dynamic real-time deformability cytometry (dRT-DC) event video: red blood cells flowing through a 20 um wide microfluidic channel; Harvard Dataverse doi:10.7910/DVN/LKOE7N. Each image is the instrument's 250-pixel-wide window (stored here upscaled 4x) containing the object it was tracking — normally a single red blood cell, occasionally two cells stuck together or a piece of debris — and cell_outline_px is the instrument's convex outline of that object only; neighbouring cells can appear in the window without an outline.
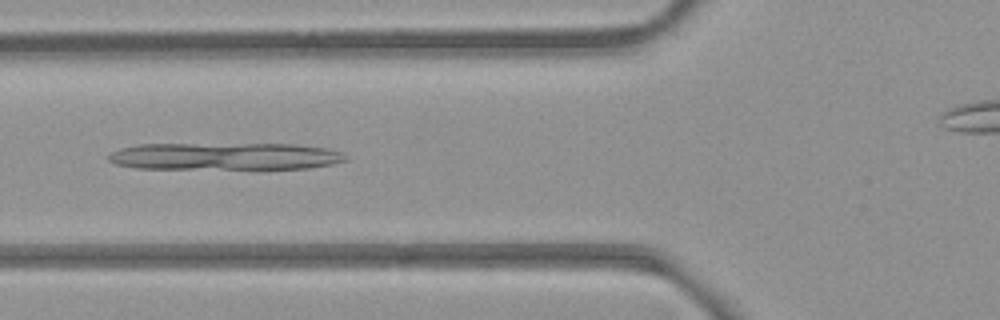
{"species": "common noctule bat (a hibernating species)", "species_latin": "Nyctalus noctula", "temperature_condition": "room temperature", "stored_images_in_passage": 31, "camera_frame_rate_fps": 3000, "um_per_image_px": 0.085, "animal": {"sex": "female", "body_mass_g": 21.9}, "frame": {"image": 1, "passage_image": 5, "time_ms": 1.333, "image_size_px": [1000, 320], "cell_outline_px": [[348, 160], [332, 164], [308, 168], [140, 168], [116, 164], [108, 160], [108, 156], [112, 152], [120, 148], [140, 144], [296, 144], [328, 148], [340, 152], [348, 156]], "centroid_in_image_um": [19.16, 13.27], "position_along_channel_um": 106.6, "area_um2": 37.4}}
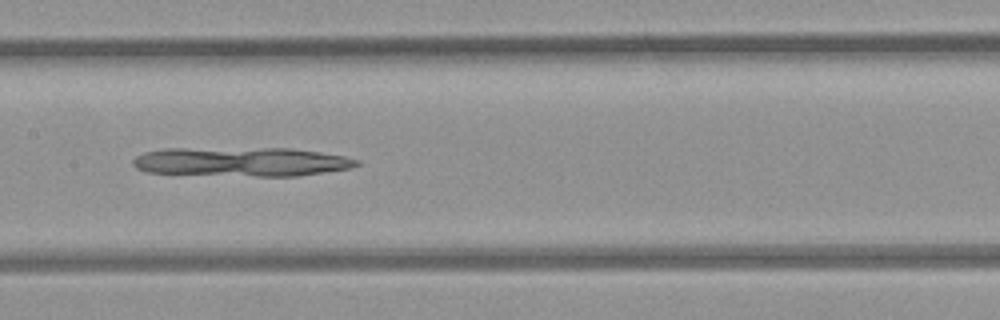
{"frame": {"image": 2, "passage_image": 11, "time_ms": 3.333, "image_size_px": [1000, 320], "cell_outline_px": [[360, 164], [352, 168], [296, 176], [256, 176], [144, 172], [136, 168], [132, 164], [132, 160], [136, 156], [144, 152], [164, 148], [288, 148], [320, 152], [344, 156], [360, 160]], "centroid_in_image_um": [20.51, 13.74], "position_along_channel_um": 186.9, "area_um2": 38.09}}
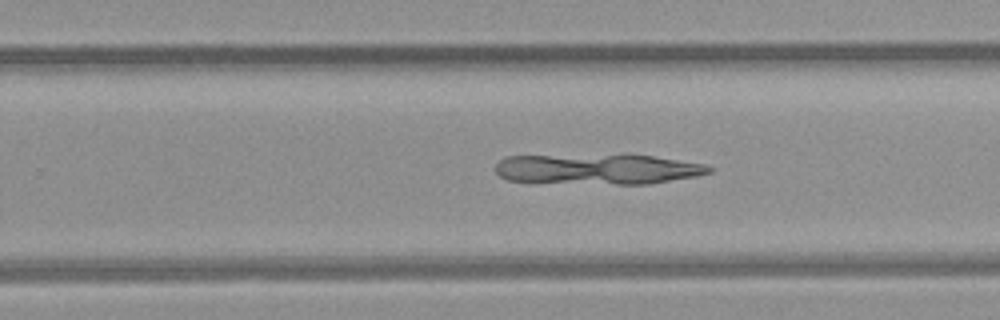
{"frame": {"image": 3, "passage_image": 18, "time_ms": 5.667, "image_size_px": [1000, 320], "cell_outline_px": [[712, 172], [696, 176], [648, 184], [532, 184], [508, 180], [500, 176], [496, 172], [496, 164], [504, 156], [652, 156], [704, 164], [712, 168]], "centroid_in_image_um": [50.7, 14.42], "position_along_channel_um": 279.1, "area_um2": 37.86}}